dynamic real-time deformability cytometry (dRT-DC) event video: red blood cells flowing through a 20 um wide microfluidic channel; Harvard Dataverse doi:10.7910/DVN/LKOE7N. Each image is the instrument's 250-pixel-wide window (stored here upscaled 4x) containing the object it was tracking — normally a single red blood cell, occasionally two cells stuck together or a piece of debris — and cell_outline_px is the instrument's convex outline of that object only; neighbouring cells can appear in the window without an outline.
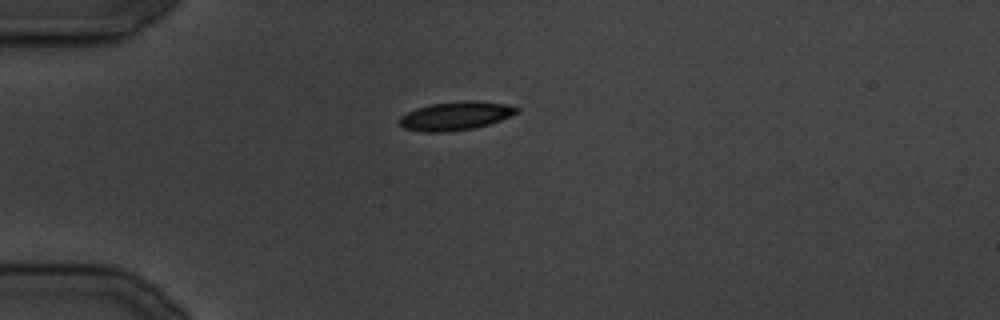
{"species": "common noctule bat (a hibernating species)", "species_latin": "Nyctalus noctula", "temperature_condition": "cold", "stored_images_in_passage": 94, "camera_frame_rate_fps": 3000, "um_per_image_px": 0.085, "animal": {"sex": "male", "body_mass_g": 19.5, "forearm_length_mm": 54.6}, "frame": {"image": 1, "passage_image": 1, "time_ms": 0.0, "image_size_px": [1000, 320], "cell_outline_px": [[520, 112], [500, 120], [488, 124], [472, 128], [448, 132], [424, 132], [404, 128], [396, 124], [396, 120], [400, 116], [416, 108], [432, 104], [464, 100], [472, 100], [508, 104], [520, 108]], "centroid_in_image_um": [38.7, 9.85], "position_along_channel_um": 46.3, "area_um2": 19.71}}
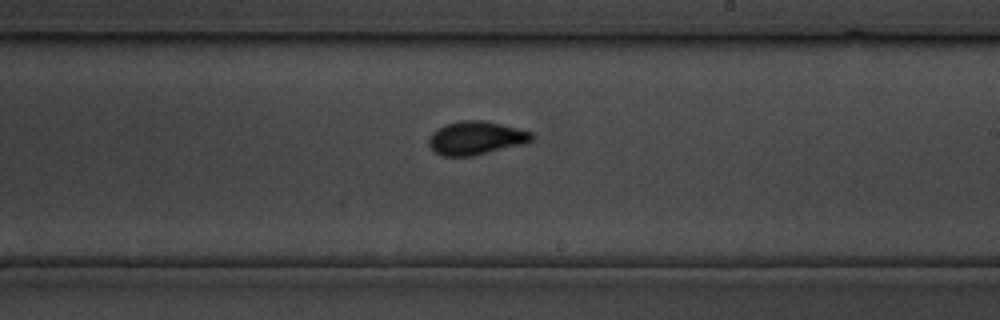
{"frame": {"image": 2, "passage_image": 43, "time_ms": 14.0, "image_size_px": [1000, 320], "cell_outline_px": [[532, 140], [524, 144], [472, 156], [440, 156], [428, 144], [428, 140], [432, 132], [448, 124], [460, 120], [480, 120], [500, 124], [532, 132]], "centroid_in_image_um": [40.44, 11.74], "position_along_channel_um": 248.6, "area_um2": 19.77}}
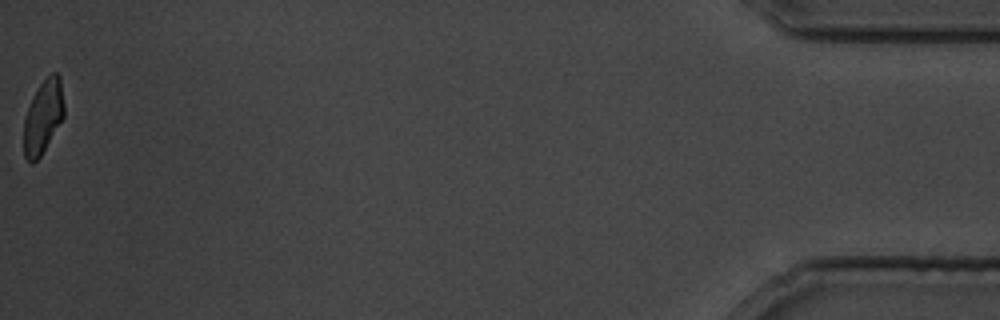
{"frame": {"image": 3, "passage_image": 94, "time_ms": 31.0, "image_size_px": [1000, 320], "cell_outline_px": [[64, 116], [40, 156], [32, 164], [24, 156], [24, 120], [28, 108], [40, 84], [52, 72], [56, 72], [60, 76], [64, 104]], "centroid_in_image_um": [3.68, 9.92], "position_along_channel_um": 431.5, "area_um2": 16.88}}